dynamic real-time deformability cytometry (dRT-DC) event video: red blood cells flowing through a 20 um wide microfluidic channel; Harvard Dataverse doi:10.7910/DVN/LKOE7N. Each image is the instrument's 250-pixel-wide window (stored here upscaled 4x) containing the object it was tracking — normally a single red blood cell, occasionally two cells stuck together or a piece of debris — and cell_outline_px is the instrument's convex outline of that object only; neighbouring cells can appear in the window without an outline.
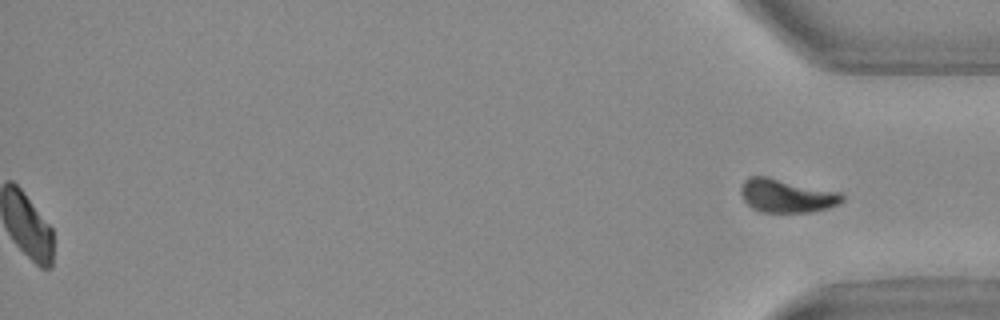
{"species": "Egyptian fruit bat (a non-hibernating species)", "species_latin": "Rousettus aegyptiacus", "temperature_condition": "warm", "stored_images_in_passage": 53, "segment_of_instrument_passage": [2, 2], "camera_frame_rate_fps": 3000, "um_per_image_px": 0.085, "animal": {"sex": "female"}, "frame": {"image": 1, "passage_image": 53, "time_ms": 17.333, "image_size_px": [1000, 320], "cell_outline_px": [[844, 200], [828, 208], [812, 212], [760, 212], [752, 208], [744, 200], [740, 192], [740, 188], [744, 180], [748, 176], [764, 176], [840, 192], [844, 196]], "centroid_in_image_um": [66.83, 16.64], "position_along_channel_um": 368.4, "area_um2": 19.65}}